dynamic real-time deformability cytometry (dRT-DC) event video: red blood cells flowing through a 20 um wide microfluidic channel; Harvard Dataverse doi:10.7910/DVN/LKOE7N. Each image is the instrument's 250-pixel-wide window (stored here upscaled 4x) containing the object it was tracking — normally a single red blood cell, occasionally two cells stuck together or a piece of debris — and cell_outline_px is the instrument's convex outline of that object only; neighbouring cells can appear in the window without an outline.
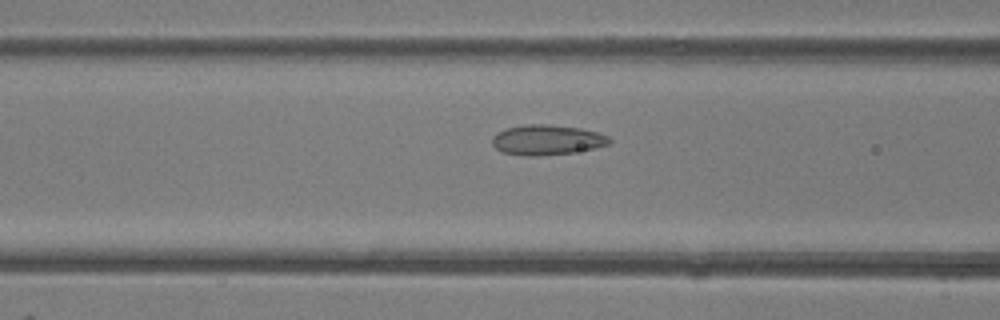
{"species": "common noctule bat (a hibernating species)", "species_latin": "Nyctalus noctula", "temperature_condition": "room temperature", "stored_images_in_passage": 46, "camera_frame_rate_fps": 3000, "um_per_image_px": 0.085, "animal": {"sex": "female"}, "frame": {"image": 1, "passage_image": 18, "time_ms": 5.667, "image_size_px": [1000, 320], "cell_outline_px": [[612, 140], [608, 144], [596, 148], [572, 152], [540, 156], [524, 156], [500, 152], [492, 144], [492, 136], [496, 132], [504, 128], [524, 124], [548, 124], [580, 128], [600, 132], [608, 136]], "centroid_in_image_um": [46.46, 11.88], "position_along_channel_um": 120.1, "area_um2": 20.92}}
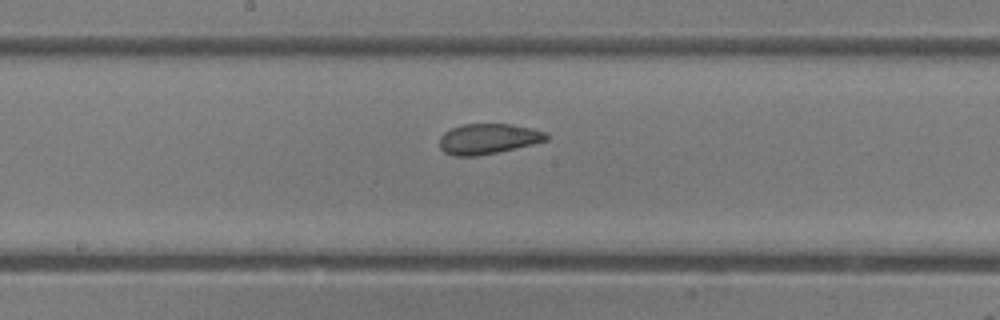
{"frame": {"image": 2, "passage_image": 24, "time_ms": 7.667, "image_size_px": [1000, 320], "cell_outline_px": [[548, 140], [532, 144], [496, 152], [476, 156], [452, 156], [444, 152], [440, 148], [440, 136], [444, 132], [460, 124], [512, 124], [544, 132], [548, 136]], "centroid_in_image_um": [41.43, 11.8], "position_along_channel_um": 206.8, "area_um2": 18.73}}
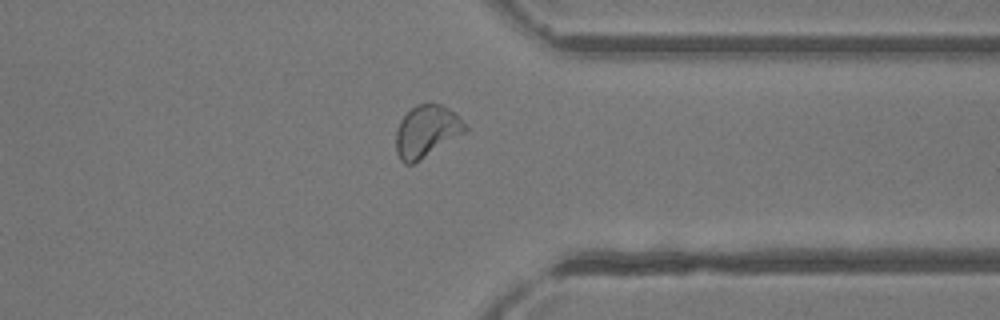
{"frame": {"image": 3, "passage_image": 36, "time_ms": 11.667, "image_size_px": [1000, 320], "cell_outline_px": [[468, 128], [464, 132], [412, 164], [404, 164], [400, 160], [396, 152], [396, 132], [400, 120], [416, 104], [440, 104], [456, 112]], "centroid_in_image_um": [36.23, 11.14], "position_along_channel_um": 375.2, "area_um2": 20.52}, "authors_computed_cell_mechanics": {"area_um2": 20.6635, "velocity_mm_per_s": 4.3185, "shape_relaxation_time_tau1_ms": 5.8368, "shape_relaxation_time_tau2_ms": 1.2399, "deformation_change_tau1": 0.109, "deformation_change_tau2": 0.0528}}